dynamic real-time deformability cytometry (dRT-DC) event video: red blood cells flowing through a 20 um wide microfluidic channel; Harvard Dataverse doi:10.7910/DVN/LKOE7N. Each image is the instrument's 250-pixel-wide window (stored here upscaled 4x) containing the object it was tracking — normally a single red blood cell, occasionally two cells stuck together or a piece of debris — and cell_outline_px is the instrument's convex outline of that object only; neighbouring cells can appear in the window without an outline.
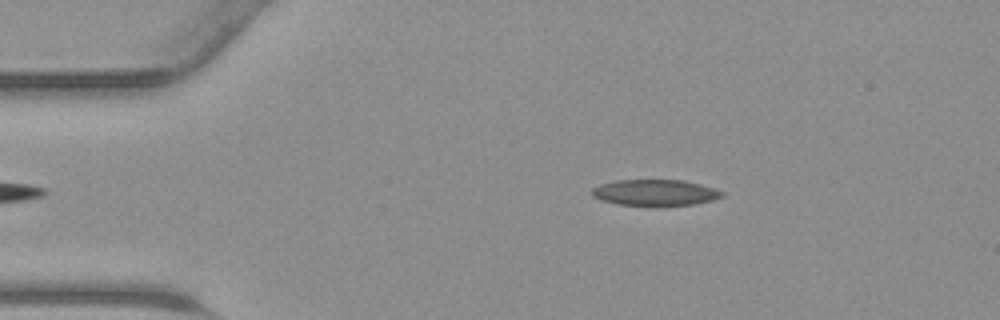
{"species": "common noctule bat (a hibernating species)", "species_latin": "Nyctalus noctula", "temperature_condition": "warm", "stored_images_in_passage": 37, "camera_frame_rate_fps": 3000, "um_per_image_px": 0.085, "animal": {"sex": "male", "body_mass_g": 23.1, "forearm_length_mm": 52.7}, "frame": {"image": 1, "passage_image": 7, "time_ms": 2.0, "image_size_px": [1000, 320], "cell_outline_px": [[724, 196], [712, 200], [692, 204], [616, 204], [592, 196], [592, 188], [600, 184], [616, 180], [684, 180], [700, 184], [724, 192]], "centroid_in_image_um": [55.68, 16.34], "position_along_channel_um": 29.3, "area_um2": 19.19}}
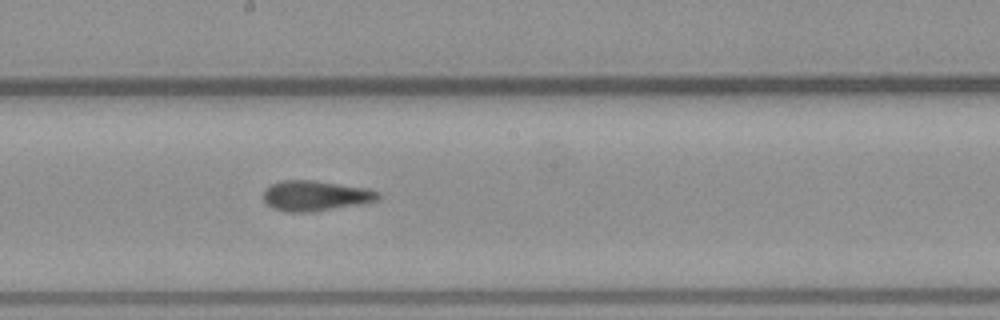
{"frame": {"image": 2, "passage_image": 23, "time_ms": 7.333, "image_size_px": [1000, 320], "cell_outline_px": [[380, 200], [364, 204], [312, 212], [284, 212], [272, 208], [264, 200], [264, 188], [272, 184], [284, 180], [316, 180], [368, 188], [380, 192]], "centroid_in_image_um": [26.86, 16.64], "position_along_channel_um": 221.3, "area_um2": 20.63}}
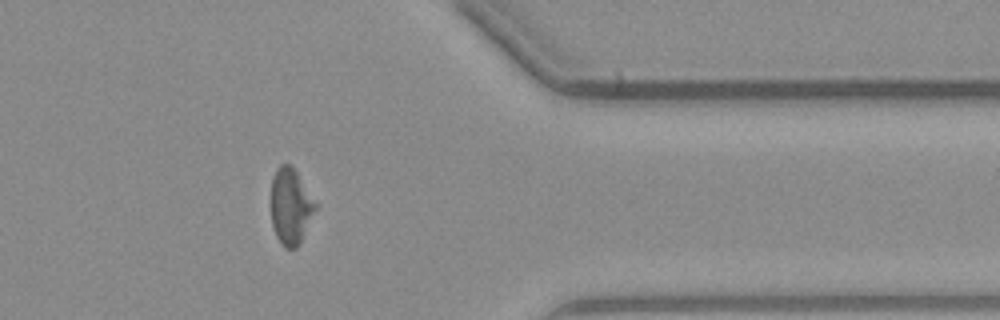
{"frame": {"image": 3, "passage_image": 35, "time_ms": 11.333, "image_size_px": [1000, 320], "cell_outline_px": [[316, 208], [300, 244], [296, 248], [284, 248], [280, 244], [276, 236], [272, 224], [272, 176], [276, 168], [280, 164], [288, 164], [296, 172], [316, 204]], "centroid_in_image_um": [24.68, 17.58], "position_along_channel_um": 386.7, "area_um2": 19.31}}